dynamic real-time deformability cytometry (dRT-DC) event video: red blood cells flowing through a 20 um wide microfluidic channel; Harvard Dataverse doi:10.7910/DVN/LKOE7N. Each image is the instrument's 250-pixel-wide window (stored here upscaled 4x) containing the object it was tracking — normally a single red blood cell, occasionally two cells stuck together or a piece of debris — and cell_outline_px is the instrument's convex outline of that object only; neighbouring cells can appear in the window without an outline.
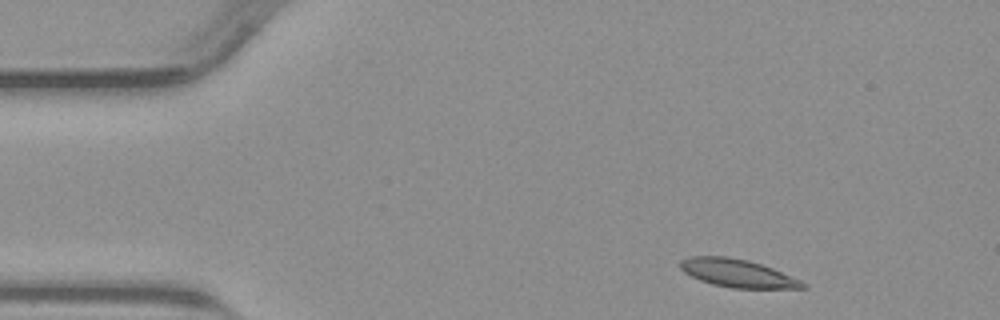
{"species": "common noctule bat (a hibernating species)", "species_latin": "Nyctalus noctula", "temperature_condition": "warm", "stored_images_in_passage": 45, "camera_frame_rate_fps": 3000, "um_per_image_px": 0.085, "animal": {"sex": "male", "body_mass_g": 23.1, "forearm_length_mm": 52.7}, "frame": {"image": 1, "passage_image": 1, "time_ms": 0.0, "image_size_px": [1000, 320], "cell_outline_px": [[808, 288], [732, 288], [712, 284], [700, 280], [684, 272], [680, 268], [680, 260], [688, 256], [728, 256], [748, 260], [772, 268], [800, 280], [808, 284]], "centroid_in_image_um": [62.67, 23.22], "position_along_channel_um": 22.3, "area_um2": 19.94}}
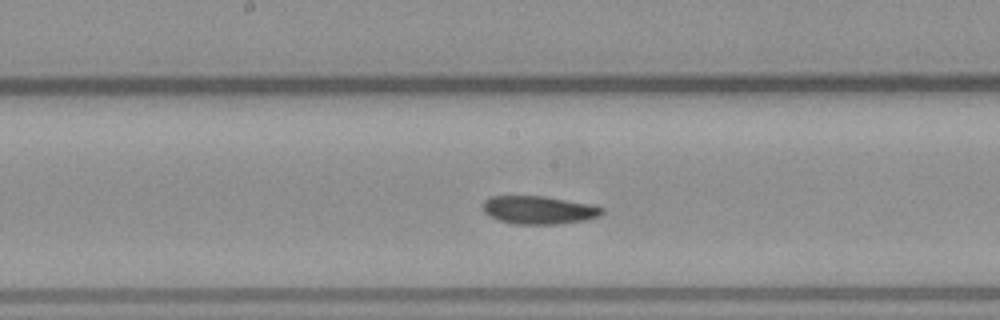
{"frame": {"image": 2, "passage_image": 20, "time_ms": 6.333, "image_size_px": [1000, 320], "cell_outline_px": [[604, 212], [600, 216], [584, 220], [556, 224], [516, 224], [500, 220], [488, 216], [484, 212], [484, 200], [488, 196], [544, 196], [592, 204], [604, 208]], "centroid_in_image_um": [45.81, 17.84], "position_along_channel_um": 202.4, "area_um2": 19.54}}
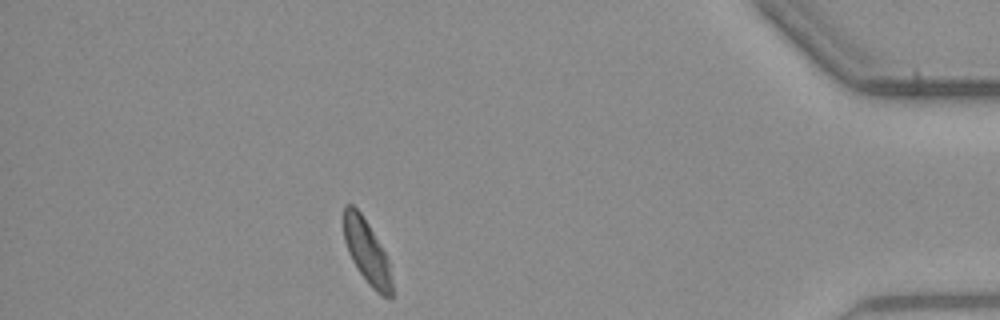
{"frame": {"image": 3, "passage_image": 39, "time_ms": 12.667, "image_size_px": [1000, 320], "cell_outline_px": [[392, 296], [388, 300], [376, 292], [368, 284], [352, 260], [348, 252], [344, 240], [344, 204], [352, 204], [360, 212], [368, 224], [384, 252], [388, 260], [392, 284]], "centroid_in_image_um": [31.17, 21.42], "position_along_channel_um": 404.0, "area_um2": 17.69}}